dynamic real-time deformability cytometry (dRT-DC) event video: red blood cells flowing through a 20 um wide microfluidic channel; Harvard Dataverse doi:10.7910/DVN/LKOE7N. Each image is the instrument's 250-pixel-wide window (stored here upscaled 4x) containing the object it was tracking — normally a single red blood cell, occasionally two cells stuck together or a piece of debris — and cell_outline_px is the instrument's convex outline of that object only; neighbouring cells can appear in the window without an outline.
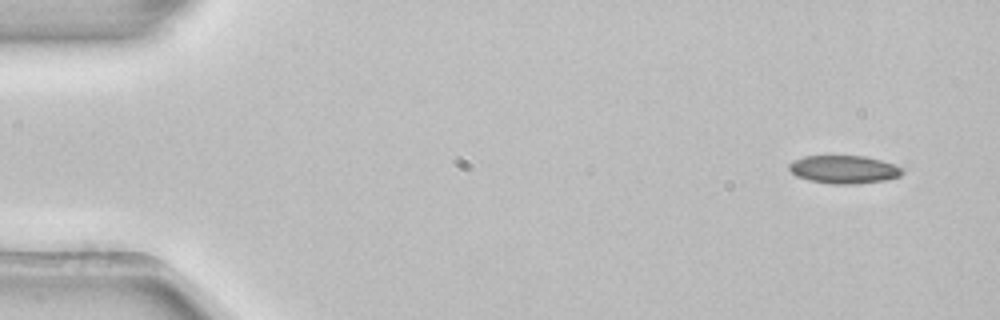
{"species": "common noctule bat (a hibernating species)", "species_latin": "Nyctalus noctula", "temperature_condition": "room temperature", "stored_images_in_passage": 4, "camera_frame_rate_fps": 3000, "um_per_image_px": 0.085, "animal": {"sex": "female", "body_mass_g": 22.7, "forearm_length_mm": 54.2}, "frame": {"image": 1, "passage_image": 1, "time_ms": 0.0, "image_size_px": [1000, 320], "cell_outline_px": [[904, 172], [900, 176], [884, 180], [852, 184], [832, 184], [808, 180], [796, 176], [788, 168], [788, 164], [804, 156], [864, 156], [880, 160], [892, 164], [900, 168]], "centroid_in_image_um": [71.7, 14.41], "position_along_channel_um": 13.3, "area_um2": 18.26}}
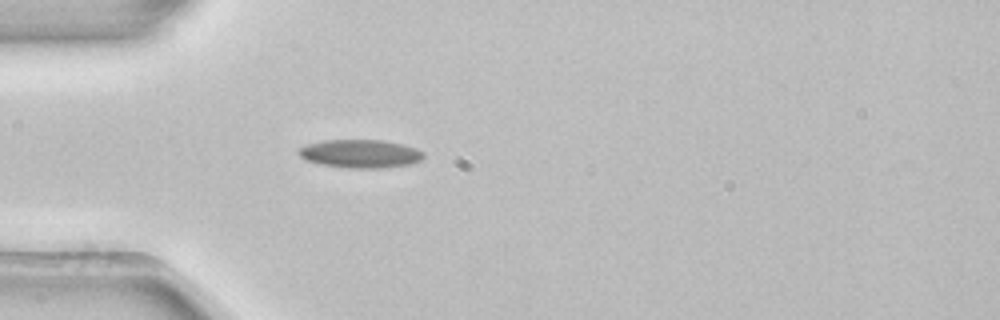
{"frame": {"image": 2, "passage_image": 4, "time_ms": 1.0, "image_size_px": [1000, 320], "cell_outline_px": [[424, 156], [420, 160], [408, 164], [380, 168], [348, 168], [320, 164], [304, 160], [296, 152], [296, 148], [304, 144], [324, 140], [384, 140], [404, 144], [416, 148], [424, 152]], "centroid_in_image_um": [30.56, 13.05], "position_along_channel_um": 54.4, "area_um2": 20.87}}